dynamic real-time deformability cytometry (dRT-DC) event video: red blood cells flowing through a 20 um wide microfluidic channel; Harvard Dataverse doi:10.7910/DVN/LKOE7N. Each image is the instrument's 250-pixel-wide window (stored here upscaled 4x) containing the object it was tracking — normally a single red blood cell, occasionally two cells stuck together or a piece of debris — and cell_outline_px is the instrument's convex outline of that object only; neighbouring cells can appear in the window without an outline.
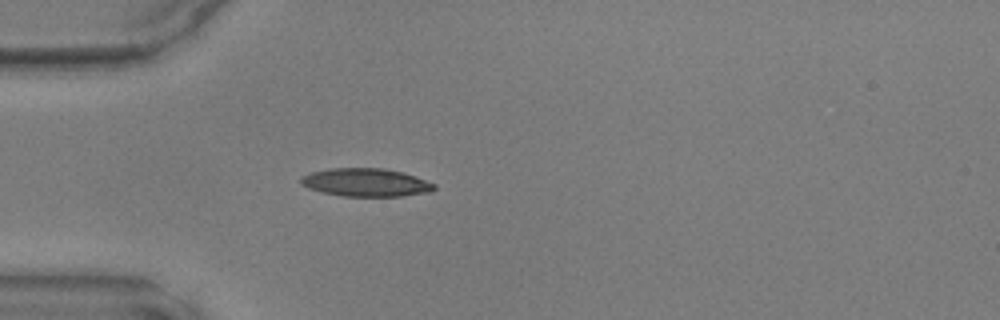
{"species": "common noctule bat (a hibernating species)", "species_latin": "Nyctalus noctula", "temperature_condition": "warm", "stored_images_in_passage": 35, "camera_frame_rate_fps": 3000, "um_per_image_px": 0.085, "animal": {"sex": "male", "body_mass_g": 17.9, "forearm_length_mm": 54.2}, "frame": {"image": 1, "passage_image": 1, "time_ms": 0.0, "image_size_px": [1000, 320], "cell_outline_px": [[436, 188], [428, 192], [404, 196], [344, 196], [324, 192], [308, 188], [300, 184], [300, 176], [312, 172], [332, 168], [384, 168], [400, 172], [436, 184]], "centroid_in_image_um": [31.07, 15.51], "position_along_channel_um": 53.9, "area_um2": 21.62}}
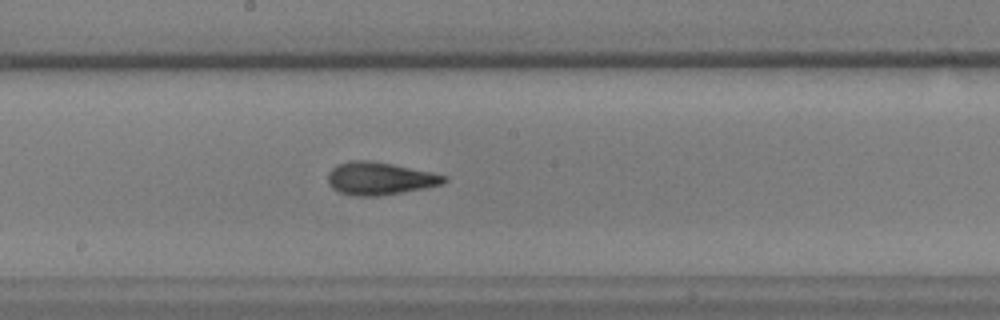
{"frame": {"image": 2, "passage_image": 13, "time_ms": 4.0, "image_size_px": [1000, 320], "cell_outline_px": [[448, 180], [440, 184], [380, 196], [356, 196], [340, 192], [332, 188], [328, 184], [328, 172], [336, 164], [348, 160], [372, 160], [432, 172], [448, 176]], "centroid_in_image_um": [32.22, 15.15], "position_along_channel_um": 216.0, "area_um2": 22.08}}
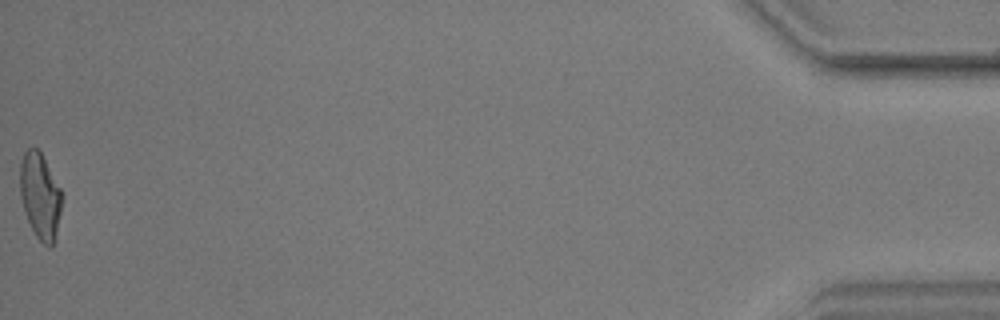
{"frame": {"image": 3, "passage_image": 35, "time_ms": 11.333, "image_size_px": [1000, 320], "cell_outline_px": [[60, 212], [56, 232], [52, 248], [48, 248], [36, 236], [24, 212], [20, 196], [20, 160], [24, 152], [32, 144], [40, 152], [60, 188]], "centroid_in_image_um": [3.37, 16.63], "position_along_channel_um": 431.8, "area_um2": 20.63}}